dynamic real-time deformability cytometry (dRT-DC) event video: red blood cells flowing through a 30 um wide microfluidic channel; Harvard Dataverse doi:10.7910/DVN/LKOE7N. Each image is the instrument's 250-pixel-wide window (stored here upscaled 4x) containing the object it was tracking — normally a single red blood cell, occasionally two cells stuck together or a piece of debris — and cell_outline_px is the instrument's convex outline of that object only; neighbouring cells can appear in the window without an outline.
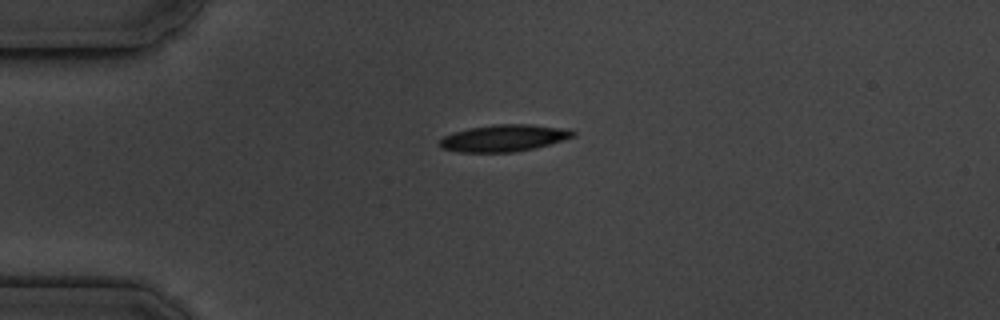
{"species": "common noctule bat (a hibernating species)", "species_latin": "Nyctalus noctula", "temperature_condition": "cold", "stored_images_in_passage": 1, "camera_frame_rate_fps": 3000, "um_per_image_px": 0.085, "animal": {"sex": "male", "body_mass_g": 19.5, "forearm_length_mm": 54.6}, "frame": {"image": 1, "passage_image": 1, "time_ms": 0.0, "image_size_px": [1000, 320], "cell_outline_px": [[576, 136], [548, 144], [532, 148], [512, 152], [460, 152], [440, 148], [440, 140], [444, 136], [452, 132], [468, 128], [492, 124], [532, 124], [572, 128], [576, 132]], "centroid_in_image_um": [42.86, 11.71], "position_along_channel_um": 42.1, "area_um2": 21.04}}